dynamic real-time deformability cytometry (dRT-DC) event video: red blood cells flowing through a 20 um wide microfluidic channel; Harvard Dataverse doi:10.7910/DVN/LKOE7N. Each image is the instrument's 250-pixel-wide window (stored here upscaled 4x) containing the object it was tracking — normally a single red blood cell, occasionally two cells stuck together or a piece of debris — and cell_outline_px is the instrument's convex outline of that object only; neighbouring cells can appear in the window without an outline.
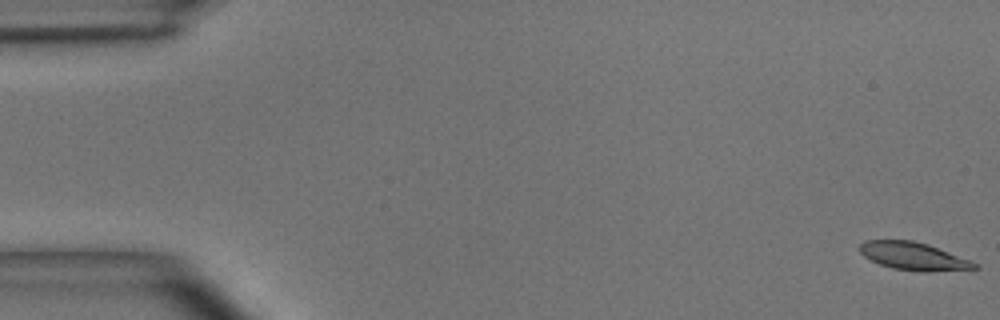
{"species": "common noctule bat (a hibernating species)", "species_latin": "Nyctalus noctula", "temperature_condition": "room temperature", "stored_images_in_passage": 50, "camera_frame_rate_fps": 3000, "um_per_image_px": 0.085, "animal": {"sex": "male", "body_mass_g": 15.6}, "frame": {"image": 1, "passage_image": 1, "time_ms": 0.0, "image_size_px": [1000, 320], "cell_outline_px": [[980, 268], [928, 272], [920, 272], [892, 268], [880, 264], [864, 256], [856, 248], [864, 240], [912, 240], [928, 244], [972, 260], [980, 264]], "centroid_in_image_um": [77.67, 21.78], "position_along_channel_um": 7.3, "area_um2": 18.9}}
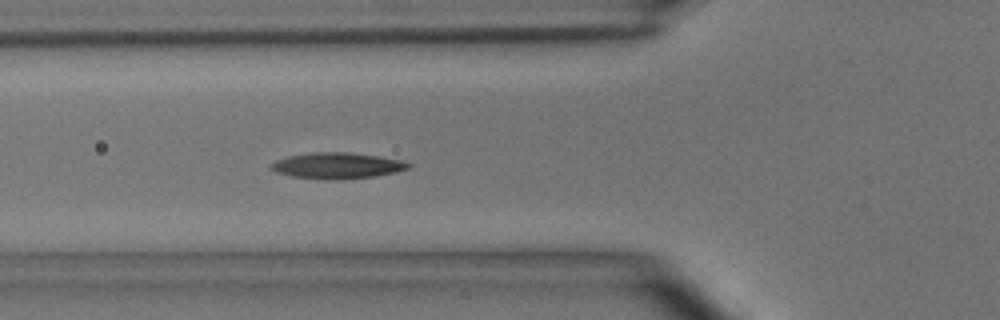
{"frame": {"image": 2, "passage_image": 18, "time_ms": 5.667, "image_size_px": [1000, 320], "cell_outline_px": [[412, 164], [408, 168], [396, 172], [372, 176], [340, 180], [332, 180], [292, 176], [276, 172], [268, 168], [276, 160], [288, 156], [312, 152], [348, 152], [380, 156], [400, 160]], "centroid_in_image_um": [28.64, 14.07], "position_along_channel_um": 97.2, "area_um2": 20.75}}
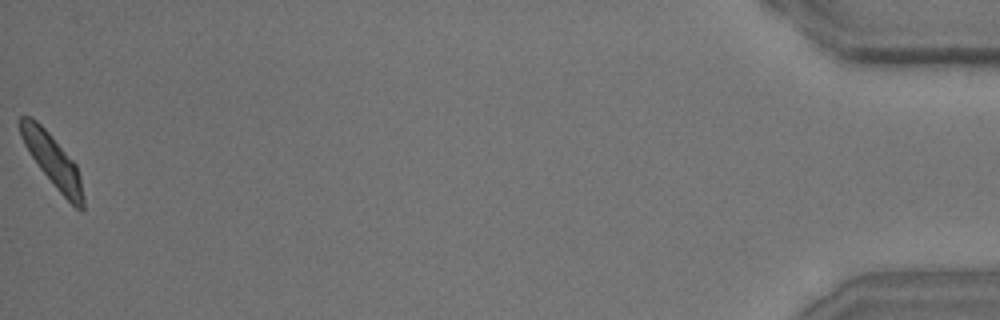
{"frame": {"image": 3, "passage_image": 50, "time_ms": 16.333, "image_size_px": [1000, 320], "cell_outline_px": [[84, 208], [80, 212], [56, 188], [40, 168], [24, 144], [20, 136], [16, 120], [20, 116], [32, 116], [48, 132], [76, 164], [80, 176], [84, 200]], "centroid_in_image_um": [4.44, 13.61], "position_along_channel_um": 430.8, "area_um2": 19.02}, "authors_computed_cell_mechanics": {"area_um2": 19.5075, "velocity_mm_per_s": 4.0339, "shape_relaxation_time_tau1_ms": 4.3819, "shape_relaxation_time_tau2_ms": 2.809, "deformation_change_tau1": 0.1589, "deformation_change_tau2": 0.089}}